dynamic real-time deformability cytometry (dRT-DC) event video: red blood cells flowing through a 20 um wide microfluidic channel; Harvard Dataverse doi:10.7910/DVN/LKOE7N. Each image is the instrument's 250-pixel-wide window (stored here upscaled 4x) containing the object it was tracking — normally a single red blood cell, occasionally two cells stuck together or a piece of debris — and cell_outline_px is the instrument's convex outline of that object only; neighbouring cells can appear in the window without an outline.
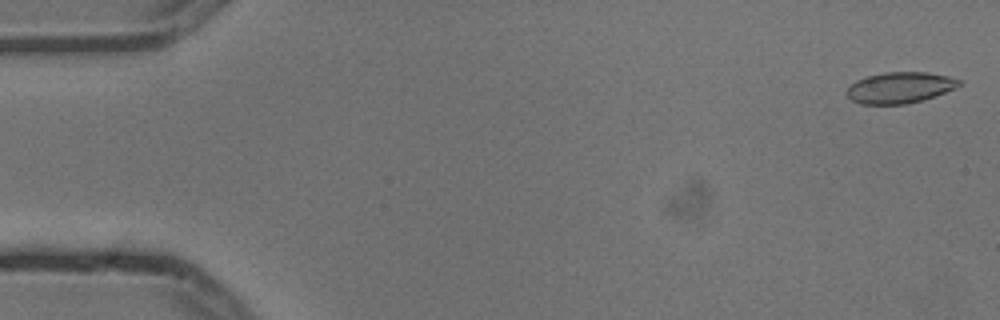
{"species": "common noctule bat (a hibernating species)", "species_latin": "Nyctalus noctula", "temperature_condition": "cold", "stored_images_in_passage": 5, "camera_frame_rate_fps": 3000, "um_per_image_px": 0.085, "animal": {"sex": "male", "body_mass_g": 13.3}, "frame": {"image": 1, "passage_image": 1, "time_ms": 0.0, "image_size_px": [1000, 320], "cell_outline_px": [[960, 84], [956, 88], [920, 100], [904, 104], [860, 104], [852, 100], [848, 96], [848, 88], [856, 80], [868, 76], [884, 72], [928, 72], [948, 76], [960, 80]], "centroid_in_image_um": [76.48, 7.44], "position_along_channel_um": 8.5, "area_um2": 20.0}}
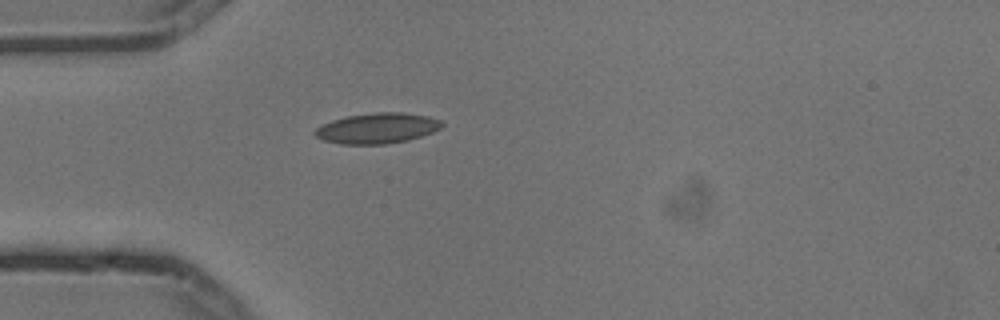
{"frame": {"image": 2, "passage_image": 5, "time_ms": 1.333, "image_size_px": [1000, 320], "cell_outline_px": [[444, 124], [440, 128], [432, 132], [408, 140], [388, 144], [340, 144], [324, 140], [316, 136], [312, 132], [316, 128], [332, 120], [348, 116], [376, 112], [400, 112], [428, 116], [440, 120]], "centroid_in_image_um": [32.06, 10.9], "position_along_channel_um": 52.9, "area_um2": 22.43}}